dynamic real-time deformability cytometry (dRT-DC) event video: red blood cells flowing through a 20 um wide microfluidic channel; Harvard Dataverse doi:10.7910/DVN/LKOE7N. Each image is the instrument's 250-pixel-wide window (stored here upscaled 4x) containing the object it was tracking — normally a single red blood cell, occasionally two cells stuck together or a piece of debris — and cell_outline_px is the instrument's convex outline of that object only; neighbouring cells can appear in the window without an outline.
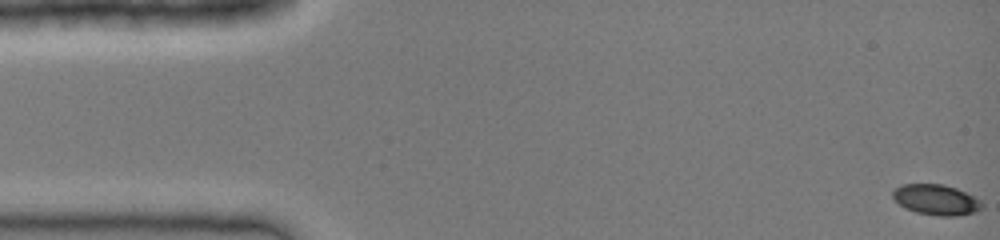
{"species": "common noctule bat (a hibernating species)", "species_latin": "Nyctalus noctula", "temperature_condition": "cold", "stored_images_in_passage": 40, "camera_frame_rate_fps": 3000, "um_per_image_px": 0.085, "animal": {"sex": "female", "body_mass_g": 19.0, "forearm_length_mm": 51.5}, "frame": {"image": 1, "passage_image": 1, "time_ms": 0.0, "image_size_px": [1000, 240], "cell_outline_px": [[984, 208], [976, 212], [956, 216], [940, 216], [916, 212], [904, 208], [892, 196], [892, 192], [900, 184], [944, 184], [956, 188], [980, 200], [984, 204]], "centroid_in_image_um": [79.59, 16.98], "position_along_channel_um": 5.4, "area_um2": 15.9}}
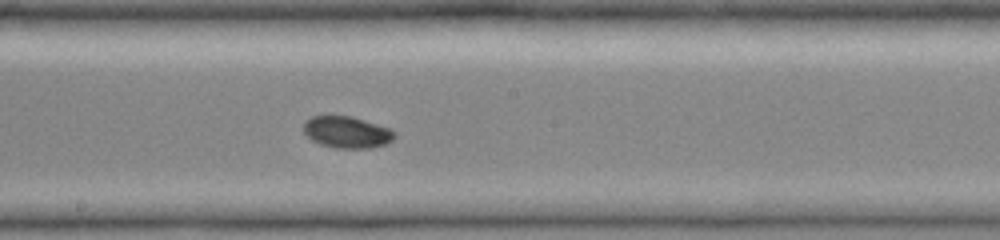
{"frame": {"image": 2, "passage_image": 23, "time_ms": 7.333, "image_size_px": [1000, 240], "cell_outline_px": [[396, 136], [392, 140], [384, 144], [372, 148], [336, 148], [320, 144], [312, 140], [304, 132], [304, 120], [312, 116], [352, 116], [392, 128], [396, 132]], "centroid_in_image_um": [29.52, 11.23], "position_along_channel_um": 218.7, "area_um2": 16.94}}
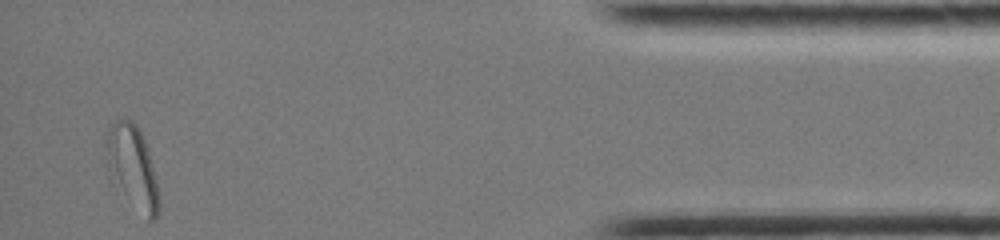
{"frame": {"image": 3, "passage_image": 40, "time_ms": 13.0, "image_size_px": [1000, 240], "cell_outline_px": [[160, 212], [156, 220], [148, 220], [112, 184], [104, 144], [104, 132], [120, 116], [132, 120], [140, 128], [152, 164], [156, 180], [160, 200]], "centroid_in_image_um": [11.23, 14.18], "position_along_channel_um": 424.0, "area_um2": 26.13}}